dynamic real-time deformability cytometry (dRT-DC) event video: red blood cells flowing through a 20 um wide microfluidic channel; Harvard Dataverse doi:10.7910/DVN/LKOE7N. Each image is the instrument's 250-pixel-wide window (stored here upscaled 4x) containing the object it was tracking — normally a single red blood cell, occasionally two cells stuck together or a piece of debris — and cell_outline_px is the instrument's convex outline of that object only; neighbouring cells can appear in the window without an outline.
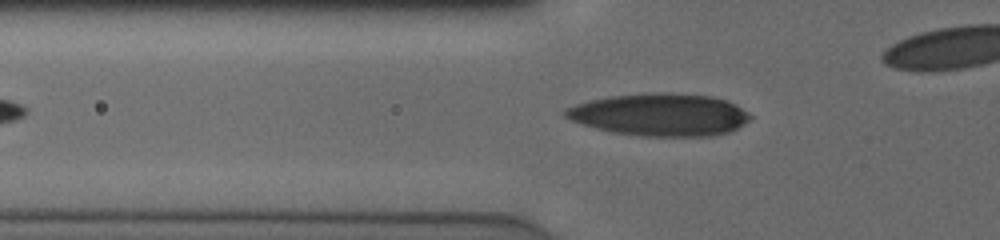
{"species": "human", "species_latin": "Homo sapiens", "temperature_condition": "cold", "stored_images_in_passage": 36, "camera_frame_rate_fps": 3000, "um_per_image_px": 0.085, "donor": {"sex": "male"}, "frame": {"image": 1, "passage_image": 8, "time_ms": 2.333, "image_size_px": [1000, 240], "cell_outline_px": [[752, 116], [744, 124], [728, 132], [712, 136], [648, 136], [612, 132], [596, 128], [572, 120], [564, 116], [564, 112], [568, 108], [576, 104], [592, 100], [612, 96], [660, 92], [664, 92], [712, 96], [724, 100], [740, 108]], "centroid_in_image_um": [56.11, 9.75], "position_along_channel_um": 69.7, "area_um2": 44.97}}
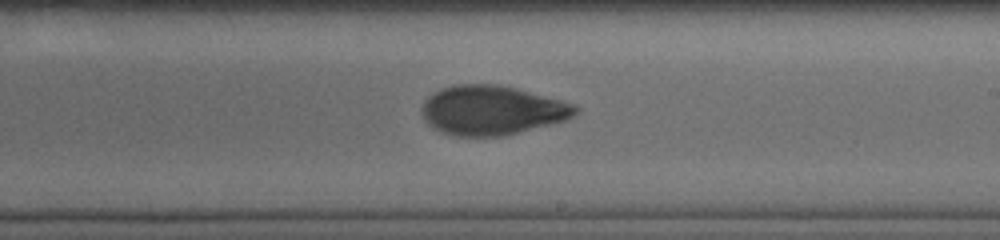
{"frame": {"image": 2, "passage_image": 22, "time_ms": 7.0, "image_size_px": [1000, 240], "cell_outline_px": [[580, 108], [572, 116], [564, 120], [552, 124], [504, 136], [456, 136], [440, 132], [432, 128], [424, 120], [424, 100], [428, 96], [444, 88], [456, 84], [496, 84], [516, 88], [576, 104]], "centroid_in_image_um": [41.83, 9.38], "position_along_channel_um": 247.2, "area_um2": 43.99}}
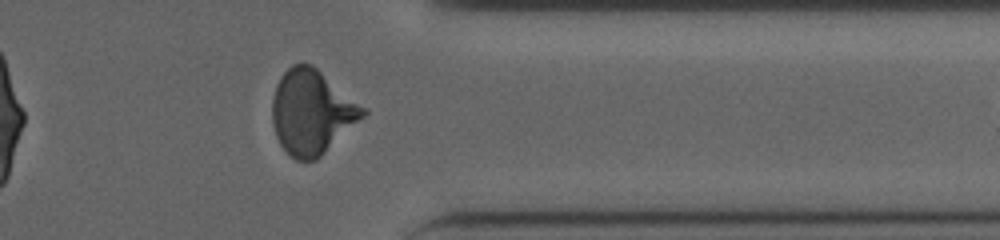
{"frame": {"image": 3, "passage_image": 33, "time_ms": 10.667, "image_size_px": [1000, 240], "cell_outline_px": [[368, 112], [364, 116], [316, 160], [296, 160], [280, 144], [276, 136], [272, 124], [272, 100], [276, 84], [280, 76], [292, 64], [312, 64], [368, 108]], "centroid_in_image_um": [26.51, 9.5], "position_along_channel_um": 384.9, "area_um2": 44.56}}